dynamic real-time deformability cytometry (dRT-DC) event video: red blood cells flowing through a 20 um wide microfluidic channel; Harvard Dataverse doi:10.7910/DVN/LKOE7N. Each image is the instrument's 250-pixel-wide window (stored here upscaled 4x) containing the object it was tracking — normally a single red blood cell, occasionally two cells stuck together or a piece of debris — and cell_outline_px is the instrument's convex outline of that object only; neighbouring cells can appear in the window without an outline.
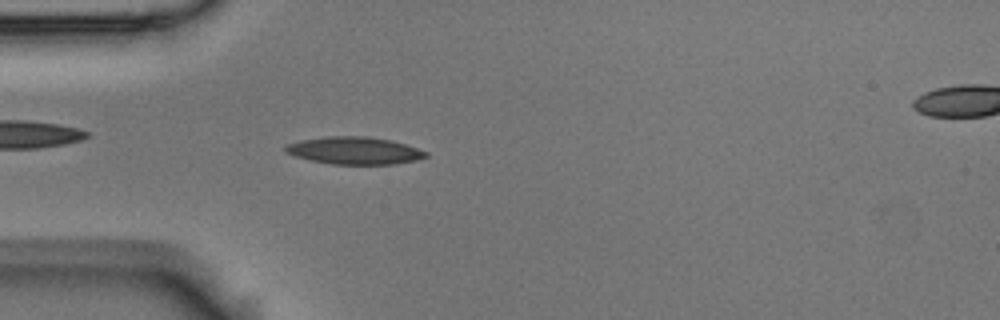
{"species": "Egyptian fruit bat (a non-hibernating species)", "species_latin": "Rousettus aegyptiacus", "temperature_condition": "room temperature", "stored_images_in_passage": 54, "camera_frame_rate_fps": 3000, "um_per_image_px": 0.085, "animal": {"sex": "male"}, "frame": {"image": 1, "passage_image": 15, "time_ms": 4.667, "image_size_px": [1000, 320], "cell_outline_px": [[428, 156], [416, 160], [396, 164], [332, 164], [312, 160], [296, 156], [284, 152], [284, 148], [288, 144], [300, 140], [328, 136], [368, 136], [392, 140], [428, 152]], "centroid_in_image_um": [30.13, 12.79], "position_along_channel_um": 54.9, "area_um2": 22.31}}
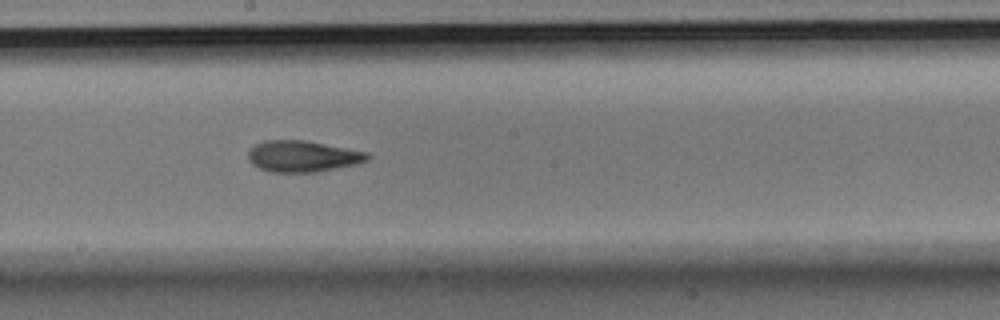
{"frame": {"image": 2, "passage_image": 29, "time_ms": 9.333, "image_size_px": [1000, 320], "cell_outline_px": [[372, 156], [368, 160], [356, 164], [316, 172], [272, 172], [260, 168], [252, 164], [248, 160], [248, 152], [256, 144], [264, 140], [304, 140], [368, 152]], "centroid_in_image_um": [25.74, 13.28], "position_along_channel_um": 222.5, "area_um2": 21.68}}
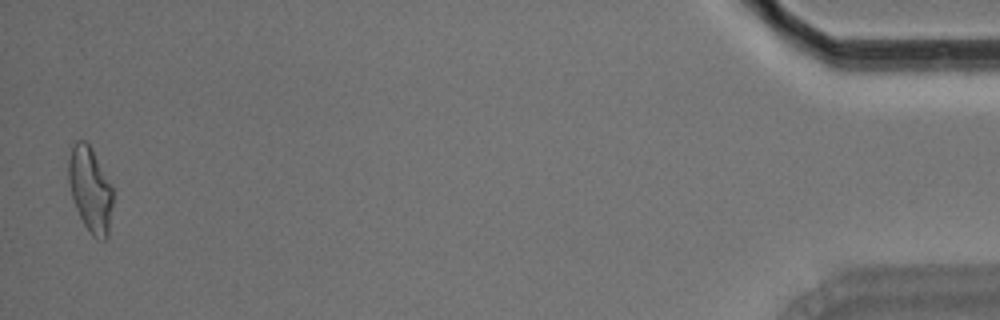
{"frame": {"image": 3, "passage_image": 53, "time_ms": 17.333, "image_size_px": [1000, 320], "cell_outline_px": [[112, 204], [108, 236], [104, 240], [96, 240], [92, 236], [84, 224], [76, 208], [72, 196], [68, 180], [68, 160], [72, 144], [76, 140], [88, 140], [112, 188]], "centroid_in_image_um": [7.65, 16.09], "position_along_channel_um": 427.5, "area_um2": 21.96}, "authors_computed_cell_mechanics": {"area_um2": 21.1548, "velocity_mm_per_s": 3.6991, "shape_relaxation_time_tau1_ms": 10.6157, "shape_relaxation_time_tau2_ms": 3.7853, "deformation_change_tau1": 0.2411, "deformation_change_tau2": 0.1252}}